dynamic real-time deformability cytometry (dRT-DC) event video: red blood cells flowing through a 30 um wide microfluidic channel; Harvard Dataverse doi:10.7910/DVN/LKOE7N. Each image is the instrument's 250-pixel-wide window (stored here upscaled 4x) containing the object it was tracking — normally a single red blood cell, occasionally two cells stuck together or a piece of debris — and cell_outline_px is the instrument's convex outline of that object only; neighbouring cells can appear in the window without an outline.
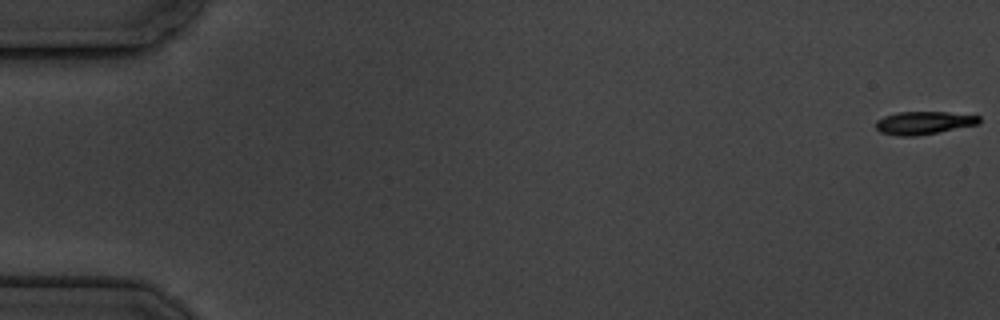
{"species": "common noctule bat (a hibernating species)", "species_latin": "Nyctalus noctula", "temperature_condition": "cold", "stored_images_in_passage": 5, "camera_frame_rate_fps": 3000, "um_per_image_px": 0.085, "animal": {"sex": "male", "body_mass_g": 19.5, "forearm_length_mm": 54.6}, "frame": {"image": 1, "passage_image": 1, "time_ms": 0.0, "image_size_px": [1000, 320], "cell_outline_px": [[980, 120], [976, 124], [916, 136], [900, 136], [880, 132], [876, 128], [876, 120], [884, 116], [896, 112], [948, 112], [980, 116]], "centroid_in_image_um": [78.46, 10.43], "position_along_channel_um": 6.5, "area_um2": 13.58}}
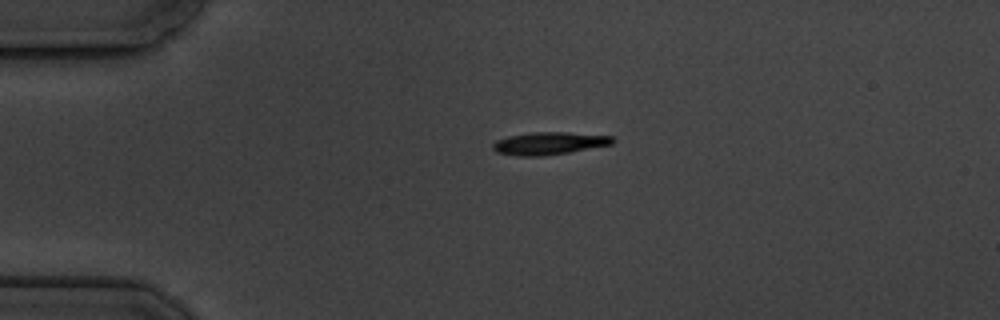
{"frame": {"image": 2, "passage_image": 4, "time_ms": 4.333, "image_size_px": [1000, 320], "cell_outline_px": [[616, 140], [612, 144], [568, 152], [540, 156], [520, 156], [496, 152], [492, 148], [492, 144], [496, 140], [508, 136], [532, 132], [568, 132], [612, 136]], "centroid_in_image_um": [46.66, 12.17], "position_along_channel_um": 38.3, "area_um2": 15.66}}